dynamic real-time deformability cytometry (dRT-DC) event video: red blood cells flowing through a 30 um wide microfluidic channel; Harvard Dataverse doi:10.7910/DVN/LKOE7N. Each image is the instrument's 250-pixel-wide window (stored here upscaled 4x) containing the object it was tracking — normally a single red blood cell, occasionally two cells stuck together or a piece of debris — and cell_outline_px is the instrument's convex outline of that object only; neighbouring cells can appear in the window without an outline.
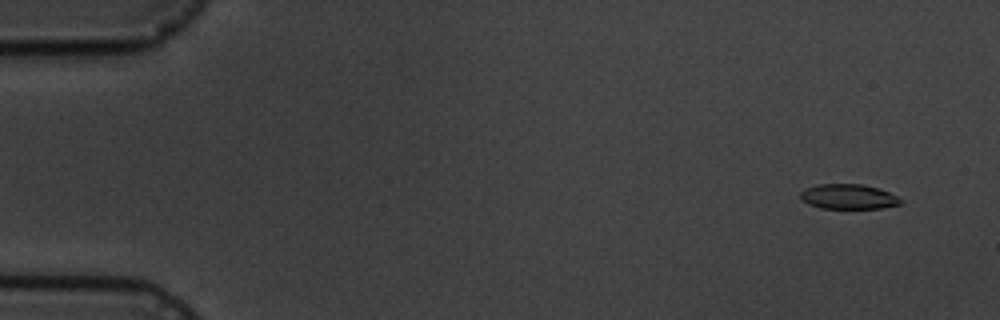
{"species": "common noctule bat (a hibernating species)", "species_latin": "Nyctalus noctula", "temperature_condition": "cold", "stored_images_in_passage": 6, "segment_of_instrument_passage": [2, 2], "camera_frame_rate_fps": 3000, "um_per_image_px": 0.085, "animal": {"sex": "male", "body_mass_g": 19.5, "forearm_length_mm": 54.6}, "frame": {"image": 1, "passage_image": 6, "time_ms": 6.667, "image_size_px": [1000, 320], "cell_outline_px": [[904, 200], [900, 204], [880, 208], [820, 208], [808, 204], [800, 200], [800, 192], [804, 188], [816, 184], [860, 184], [876, 188], [888, 192]], "centroid_in_image_um": [72.05, 16.71], "position_along_channel_um": 12.9, "area_um2": 14.57}}